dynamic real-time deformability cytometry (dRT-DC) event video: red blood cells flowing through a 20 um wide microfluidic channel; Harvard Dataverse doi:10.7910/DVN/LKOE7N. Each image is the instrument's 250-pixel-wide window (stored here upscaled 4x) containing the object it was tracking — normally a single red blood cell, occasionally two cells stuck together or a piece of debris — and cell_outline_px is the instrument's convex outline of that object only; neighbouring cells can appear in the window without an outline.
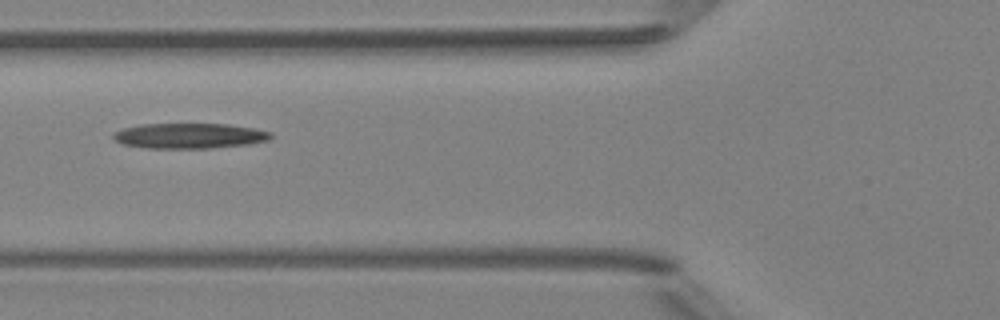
{"species": "Egyptian fruit bat (a non-hibernating species)", "species_latin": "Rousettus aegyptiacus", "temperature_condition": "room temperature", "stored_images_in_passage": 2, "camera_frame_rate_fps": 3000, "um_per_image_px": 0.085, "animal": {"sex": "female"}, "frame": {"image": 1, "passage_image": 2, "time_ms": 1.0, "image_size_px": [1000, 320], "cell_outline_px": [[272, 136], [268, 140], [248, 144], [208, 148], [148, 148], [120, 144], [112, 136], [116, 132], [124, 128], [140, 124], [228, 124], [252, 128], [272, 132]], "centroid_in_image_um": [16.09, 11.54], "position_along_channel_um": 109.7, "area_um2": 23.06}}